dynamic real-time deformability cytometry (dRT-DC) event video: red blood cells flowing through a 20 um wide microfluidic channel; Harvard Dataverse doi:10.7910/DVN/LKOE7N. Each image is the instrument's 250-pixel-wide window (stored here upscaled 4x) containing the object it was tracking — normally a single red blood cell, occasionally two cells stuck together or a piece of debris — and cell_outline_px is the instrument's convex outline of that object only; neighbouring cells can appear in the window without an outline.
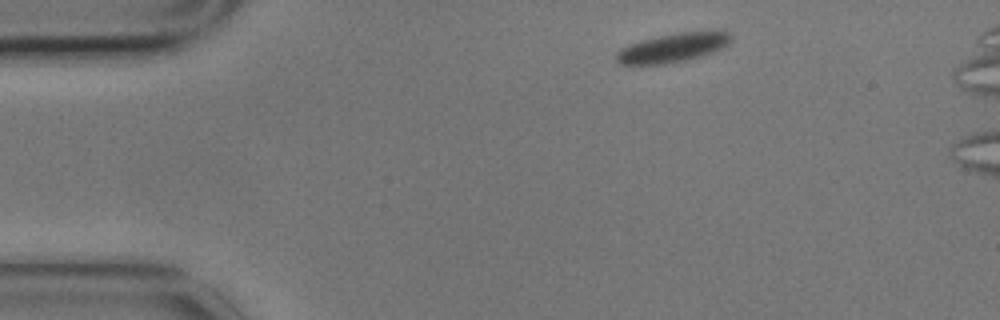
{"species": "common noctule bat (a hibernating species)", "species_latin": "Nyctalus noctula", "temperature_condition": "cold", "stored_images_in_passage": 3, "camera_frame_rate_fps": 3000, "um_per_image_px": 0.085, "animal": {"sex": "male", "body_mass_g": 17.9}, "frame": {"image": 1, "passage_image": 1, "time_ms": 0.0, "image_size_px": [1000, 320], "cell_outline_px": [[732, 40], [728, 44], [712, 52], [700, 56], [684, 60], [664, 64], [620, 64], [616, 60], [616, 52], [620, 48], [628, 44], [640, 40], [680, 32], [732, 32]], "centroid_in_image_um": [57.15, 4.06], "position_along_channel_um": 27.9, "area_um2": 19.07}}